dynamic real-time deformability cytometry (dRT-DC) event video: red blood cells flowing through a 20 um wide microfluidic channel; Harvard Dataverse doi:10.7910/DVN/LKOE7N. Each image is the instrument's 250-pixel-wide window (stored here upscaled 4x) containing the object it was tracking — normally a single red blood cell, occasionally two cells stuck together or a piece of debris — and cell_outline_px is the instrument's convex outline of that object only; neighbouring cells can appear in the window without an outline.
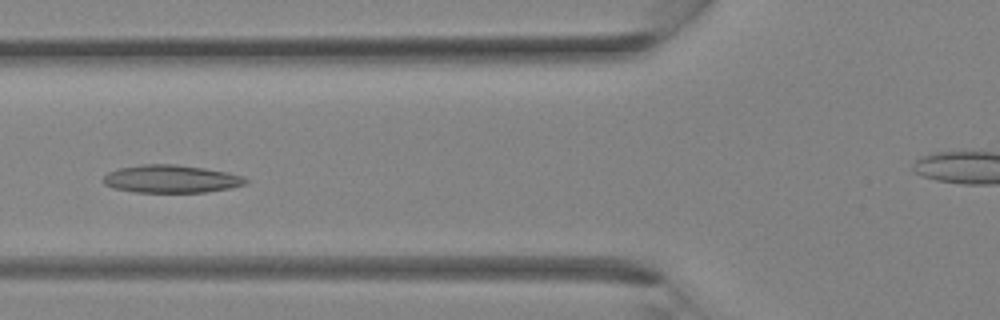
{"species": "Egyptian fruit bat (a non-hibernating species)", "species_latin": "Rousettus aegyptiacus", "temperature_condition": "room temperature", "stored_images_in_passage": 36, "camera_frame_rate_fps": 3000, "um_per_image_px": 0.085, "animal": {"sex": "female"}, "frame": {"image": 1, "passage_image": 13, "time_ms": 4.0, "image_size_px": [1000, 320], "cell_outline_px": [[248, 180], [244, 184], [228, 188], [204, 192], [136, 192], [116, 188], [104, 184], [104, 176], [108, 172], [120, 168], [140, 164], [176, 164], [204, 168], [228, 172], [244, 176]], "centroid_in_image_um": [14.55, 15.2], "position_along_channel_um": 111.2, "area_um2": 22.89}}
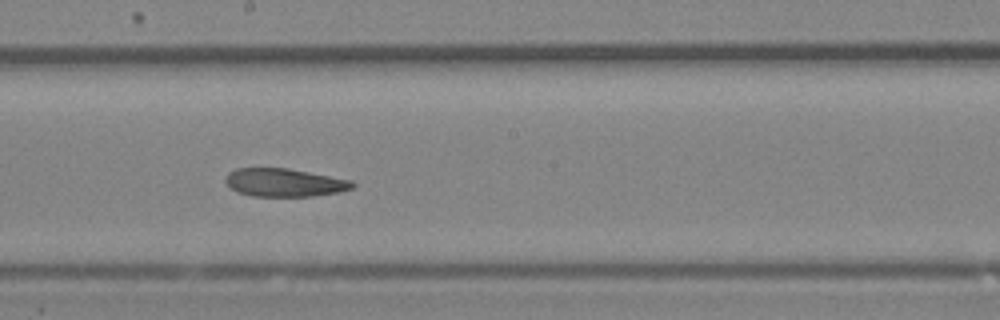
{"frame": {"image": 2, "passage_image": 19, "time_ms": 6.0, "image_size_px": [1000, 320], "cell_outline_px": [[356, 184], [352, 188], [340, 192], [312, 196], [252, 196], [236, 192], [224, 180], [224, 176], [228, 172], [236, 168], [288, 168], [352, 180]], "centroid_in_image_um": [24.16, 15.51], "position_along_channel_um": 224.0, "area_um2": 20.92}}
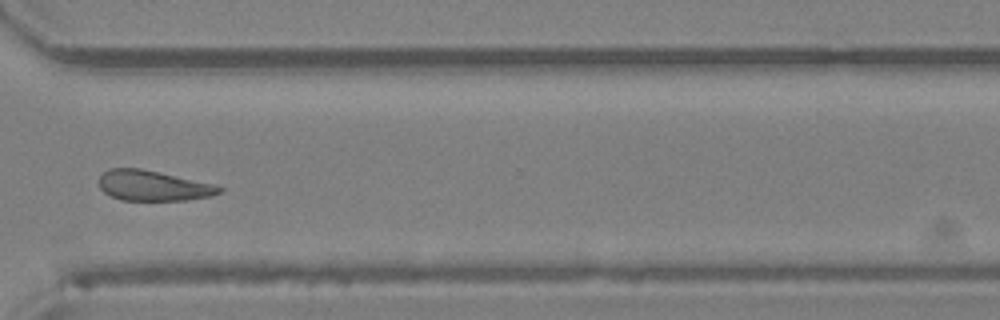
{"frame": {"image": 3, "passage_image": 26, "time_ms": 8.333, "image_size_px": [1000, 320], "cell_outline_px": [[224, 192], [208, 196], [188, 200], [120, 200], [104, 192], [100, 188], [100, 176], [108, 168], [140, 168], [212, 184], [224, 188]], "centroid_in_image_um": [13.0, 15.79], "position_along_channel_um": 357.6, "area_um2": 20.98}}